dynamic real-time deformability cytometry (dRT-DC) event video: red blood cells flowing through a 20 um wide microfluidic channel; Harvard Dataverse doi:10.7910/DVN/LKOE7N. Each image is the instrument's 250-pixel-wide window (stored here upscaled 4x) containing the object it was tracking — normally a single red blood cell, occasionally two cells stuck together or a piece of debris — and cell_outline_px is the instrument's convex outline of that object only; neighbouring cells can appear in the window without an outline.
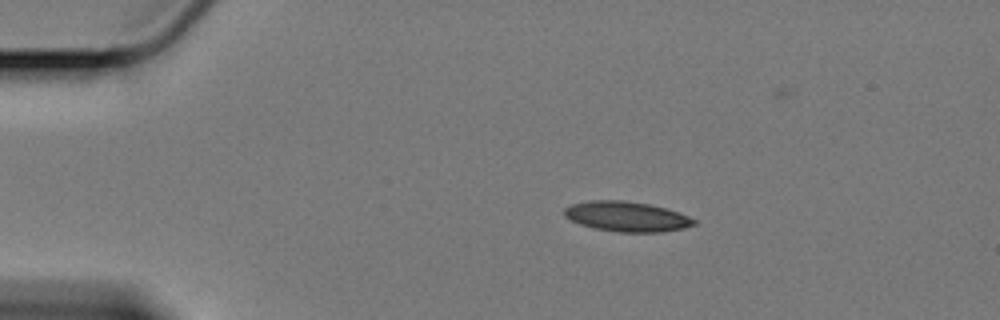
{"species": "Egyptian fruit bat (a non-hibernating species)", "species_latin": "Rousettus aegyptiacus", "temperature_condition": "cold", "stored_images_in_passage": 26, "camera_frame_rate_fps": 3000, "um_per_image_px": 0.085, "animal": {"sex": "female"}, "frame": {"image": 1, "passage_image": 1, "time_ms": 0.0, "image_size_px": [1000, 320], "cell_outline_px": [[696, 224], [684, 228], [660, 232], [620, 232], [596, 228], [580, 224], [564, 216], [564, 208], [572, 204], [592, 200], [624, 200], [648, 204], [680, 212], [696, 220]], "centroid_in_image_um": [53.28, 18.4], "position_along_channel_um": 31.7, "area_um2": 22.54}}
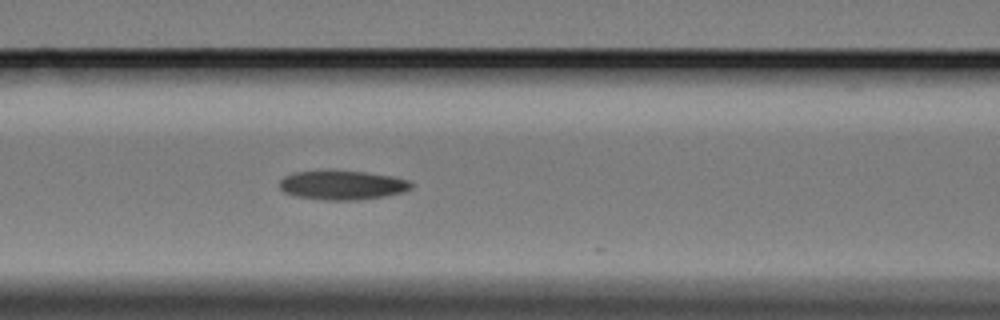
{"frame": {"image": 2, "passage_image": 15, "time_ms": 4.667, "image_size_px": [1000, 320], "cell_outline_px": [[412, 188], [404, 192], [384, 196], [356, 200], [324, 200], [296, 196], [284, 192], [280, 188], [280, 180], [284, 176], [292, 172], [364, 172], [392, 176], [408, 180], [412, 184]], "centroid_in_image_um": [29.1, 15.75], "position_along_channel_um": 137.5, "area_um2": 21.96}}
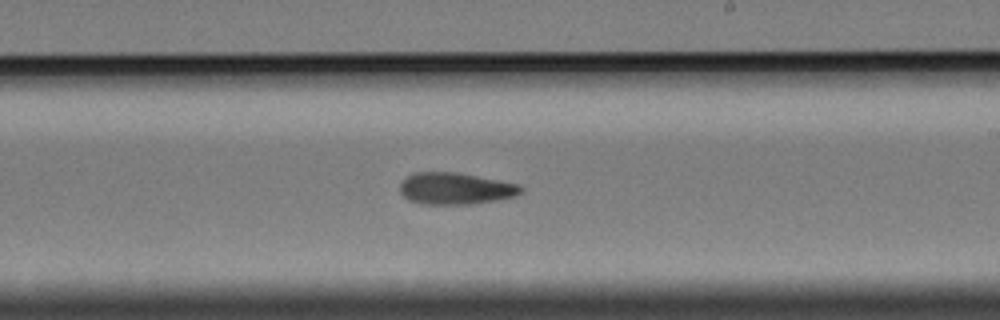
{"frame": {"image": 3, "passage_image": 25, "time_ms": 8.0, "image_size_px": [1000, 320], "cell_outline_px": [[524, 192], [516, 196], [496, 200], [472, 204], [420, 204], [408, 200], [400, 192], [400, 184], [408, 176], [416, 172], [456, 172], [520, 184], [524, 188]], "centroid_in_image_um": [38.74, 16.03], "position_along_channel_um": 250.3, "area_um2": 22.48}}